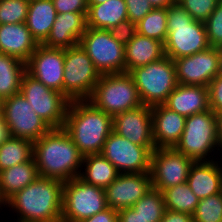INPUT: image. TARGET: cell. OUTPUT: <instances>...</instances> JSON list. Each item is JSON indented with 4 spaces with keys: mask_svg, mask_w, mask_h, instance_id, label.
Listing matches in <instances>:
<instances>
[{
    "mask_svg": "<svg viewBox=\"0 0 222 222\" xmlns=\"http://www.w3.org/2000/svg\"><path fill=\"white\" fill-rule=\"evenodd\" d=\"M39 176L63 182L79 177L83 155L64 128H51L33 143Z\"/></svg>",
    "mask_w": 222,
    "mask_h": 222,
    "instance_id": "1",
    "label": "cell"
},
{
    "mask_svg": "<svg viewBox=\"0 0 222 222\" xmlns=\"http://www.w3.org/2000/svg\"><path fill=\"white\" fill-rule=\"evenodd\" d=\"M64 182L39 176L34 182L15 193L5 206L21 222H61Z\"/></svg>",
    "mask_w": 222,
    "mask_h": 222,
    "instance_id": "2",
    "label": "cell"
},
{
    "mask_svg": "<svg viewBox=\"0 0 222 222\" xmlns=\"http://www.w3.org/2000/svg\"><path fill=\"white\" fill-rule=\"evenodd\" d=\"M83 156L100 154L113 131V117L88 100L70 102L63 127Z\"/></svg>",
    "mask_w": 222,
    "mask_h": 222,
    "instance_id": "3",
    "label": "cell"
},
{
    "mask_svg": "<svg viewBox=\"0 0 222 222\" xmlns=\"http://www.w3.org/2000/svg\"><path fill=\"white\" fill-rule=\"evenodd\" d=\"M165 56L172 60L210 48L204 22L194 20L176 1L167 8Z\"/></svg>",
    "mask_w": 222,
    "mask_h": 222,
    "instance_id": "4",
    "label": "cell"
},
{
    "mask_svg": "<svg viewBox=\"0 0 222 222\" xmlns=\"http://www.w3.org/2000/svg\"><path fill=\"white\" fill-rule=\"evenodd\" d=\"M88 101L112 117L143 105L134 79L126 72L101 75Z\"/></svg>",
    "mask_w": 222,
    "mask_h": 222,
    "instance_id": "5",
    "label": "cell"
},
{
    "mask_svg": "<svg viewBox=\"0 0 222 222\" xmlns=\"http://www.w3.org/2000/svg\"><path fill=\"white\" fill-rule=\"evenodd\" d=\"M174 148L194 162L215 160L211 159L215 155L214 150L220 151L216 113L209 109L186 117L185 128Z\"/></svg>",
    "mask_w": 222,
    "mask_h": 222,
    "instance_id": "6",
    "label": "cell"
},
{
    "mask_svg": "<svg viewBox=\"0 0 222 222\" xmlns=\"http://www.w3.org/2000/svg\"><path fill=\"white\" fill-rule=\"evenodd\" d=\"M129 74L134 79L142 104L150 107L164 104L178 85L174 61L167 56L136 67Z\"/></svg>",
    "mask_w": 222,
    "mask_h": 222,
    "instance_id": "7",
    "label": "cell"
},
{
    "mask_svg": "<svg viewBox=\"0 0 222 222\" xmlns=\"http://www.w3.org/2000/svg\"><path fill=\"white\" fill-rule=\"evenodd\" d=\"M100 73L80 44L64 49L63 94L70 100H88Z\"/></svg>",
    "mask_w": 222,
    "mask_h": 222,
    "instance_id": "8",
    "label": "cell"
},
{
    "mask_svg": "<svg viewBox=\"0 0 222 222\" xmlns=\"http://www.w3.org/2000/svg\"><path fill=\"white\" fill-rule=\"evenodd\" d=\"M107 208L105 189L79 177L64 182L61 222H79Z\"/></svg>",
    "mask_w": 222,
    "mask_h": 222,
    "instance_id": "9",
    "label": "cell"
},
{
    "mask_svg": "<svg viewBox=\"0 0 222 222\" xmlns=\"http://www.w3.org/2000/svg\"><path fill=\"white\" fill-rule=\"evenodd\" d=\"M79 44L100 75L125 73V46L108 30L87 27Z\"/></svg>",
    "mask_w": 222,
    "mask_h": 222,
    "instance_id": "10",
    "label": "cell"
},
{
    "mask_svg": "<svg viewBox=\"0 0 222 222\" xmlns=\"http://www.w3.org/2000/svg\"><path fill=\"white\" fill-rule=\"evenodd\" d=\"M20 92L51 128L64 127L71 102L64 94L46 87L27 72L23 75Z\"/></svg>",
    "mask_w": 222,
    "mask_h": 222,
    "instance_id": "11",
    "label": "cell"
},
{
    "mask_svg": "<svg viewBox=\"0 0 222 222\" xmlns=\"http://www.w3.org/2000/svg\"><path fill=\"white\" fill-rule=\"evenodd\" d=\"M1 116L11 137L26 139L32 143L51 129L21 92L3 99Z\"/></svg>",
    "mask_w": 222,
    "mask_h": 222,
    "instance_id": "12",
    "label": "cell"
},
{
    "mask_svg": "<svg viewBox=\"0 0 222 222\" xmlns=\"http://www.w3.org/2000/svg\"><path fill=\"white\" fill-rule=\"evenodd\" d=\"M154 149L134 144L112 131L104 143L101 154L119 173H145L150 172L151 154Z\"/></svg>",
    "mask_w": 222,
    "mask_h": 222,
    "instance_id": "13",
    "label": "cell"
},
{
    "mask_svg": "<svg viewBox=\"0 0 222 222\" xmlns=\"http://www.w3.org/2000/svg\"><path fill=\"white\" fill-rule=\"evenodd\" d=\"M194 161L173 148H155L151 154L152 186L160 190L186 183Z\"/></svg>",
    "mask_w": 222,
    "mask_h": 222,
    "instance_id": "14",
    "label": "cell"
},
{
    "mask_svg": "<svg viewBox=\"0 0 222 222\" xmlns=\"http://www.w3.org/2000/svg\"><path fill=\"white\" fill-rule=\"evenodd\" d=\"M173 61L178 84L207 87L219 75L218 54L214 47Z\"/></svg>",
    "mask_w": 222,
    "mask_h": 222,
    "instance_id": "15",
    "label": "cell"
},
{
    "mask_svg": "<svg viewBox=\"0 0 222 222\" xmlns=\"http://www.w3.org/2000/svg\"><path fill=\"white\" fill-rule=\"evenodd\" d=\"M26 72L46 87L63 94L64 49L39 44L26 62Z\"/></svg>",
    "mask_w": 222,
    "mask_h": 222,
    "instance_id": "16",
    "label": "cell"
},
{
    "mask_svg": "<svg viewBox=\"0 0 222 222\" xmlns=\"http://www.w3.org/2000/svg\"><path fill=\"white\" fill-rule=\"evenodd\" d=\"M149 172L120 173L118 177L105 188L107 206L119 211L132 207L152 188Z\"/></svg>",
    "mask_w": 222,
    "mask_h": 222,
    "instance_id": "17",
    "label": "cell"
},
{
    "mask_svg": "<svg viewBox=\"0 0 222 222\" xmlns=\"http://www.w3.org/2000/svg\"><path fill=\"white\" fill-rule=\"evenodd\" d=\"M113 131L134 144L155 148L152 129V110L141 105L113 116Z\"/></svg>",
    "mask_w": 222,
    "mask_h": 222,
    "instance_id": "18",
    "label": "cell"
},
{
    "mask_svg": "<svg viewBox=\"0 0 222 222\" xmlns=\"http://www.w3.org/2000/svg\"><path fill=\"white\" fill-rule=\"evenodd\" d=\"M86 16L78 12L57 13L51 31L42 45L57 49L78 45L87 28Z\"/></svg>",
    "mask_w": 222,
    "mask_h": 222,
    "instance_id": "19",
    "label": "cell"
},
{
    "mask_svg": "<svg viewBox=\"0 0 222 222\" xmlns=\"http://www.w3.org/2000/svg\"><path fill=\"white\" fill-rule=\"evenodd\" d=\"M155 148H173L185 128L186 117L170 110L164 104L151 107Z\"/></svg>",
    "mask_w": 222,
    "mask_h": 222,
    "instance_id": "20",
    "label": "cell"
},
{
    "mask_svg": "<svg viewBox=\"0 0 222 222\" xmlns=\"http://www.w3.org/2000/svg\"><path fill=\"white\" fill-rule=\"evenodd\" d=\"M216 160L194 162L190 167L186 183L199 199L221 192L222 162Z\"/></svg>",
    "mask_w": 222,
    "mask_h": 222,
    "instance_id": "21",
    "label": "cell"
},
{
    "mask_svg": "<svg viewBox=\"0 0 222 222\" xmlns=\"http://www.w3.org/2000/svg\"><path fill=\"white\" fill-rule=\"evenodd\" d=\"M38 45L25 22L0 25V53L14 56L26 63Z\"/></svg>",
    "mask_w": 222,
    "mask_h": 222,
    "instance_id": "22",
    "label": "cell"
},
{
    "mask_svg": "<svg viewBox=\"0 0 222 222\" xmlns=\"http://www.w3.org/2000/svg\"><path fill=\"white\" fill-rule=\"evenodd\" d=\"M164 105L185 117L207 111L210 109L208 87L178 84Z\"/></svg>",
    "mask_w": 222,
    "mask_h": 222,
    "instance_id": "23",
    "label": "cell"
},
{
    "mask_svg": "<svg viewBox=\"0 0 222 222\" xmlns=\"http://www.w3.org/2000/svg\"><path fill=\"white\" fill-rule=\"evenodd\" d=\"M125 72L156 62L165 56L164 43L149 37L136 34L125 45Z\"/></svg>",
    "mask_w": 222,
    "mask_h": 222,
    "instance_id": "24",
    "label": "cell"
},
{
    "mask_svg": "<svg viewBox=\"0 0 222 222\" xmlns=\"http://www.w3.org/2000/svg\"><path fill=\"white\" fill-rule=\"evenodd\" d=\"M39 177L36 162L29 161L16 164L0 171V196L6 202L15 193L34 182Z\"/></svg>",
    "mask_w": 222,
    "mask_h": 222,
    "instance_id": "25",
    "label": "cell"
},
{
    "mask_svg": "<svg viewBox=\"0 0 222 222\" xmlns=\"http://www.w3.org/2000/svg\"><path fill=\"white\" fill-rule=\"evenodd\" d=\"M56 15L57 12L52 0L29 2L25 24L38 44H42L47 39Z\"/></svg>",
    "mask_w": 222,
    "mask_h": 222,
    "instance_id": "26",
    "label": "cell"
},
{
    "mask_svg": "<svg viewBox=\"0 0 222 222\" xmlns=\"http://www.w3.org/2000/svg\"><path fill=\"white\" fill-rule=\"evenodd\" d=\"M87 27L106 29L128 19L124 0H107L102 4H88Z\"/></svg>",
    "mask_w": 222,
    "mask_h": 222,
    "instance_id": "27",
    "label": "cell"
},
{
    "mask_svg": "<svg viewBox=\"0 0 222 222\" xmlns=\"http://www.w3.org/2000/svg\"><path fill=\"white\" fill-rule=\"evenodd\" d=\"M79 178L84 182L105 189L120 174L116 167L100 154L83 156Z\"/></svg>",
    "mask_w": 222,
    "mask_h": 222,
    "instance_id": "28",
    "label": "cell"
},
{
    "mask_svg": "<svg viewBox=\"0 0 222 222\" xmlns=\"http://www.w3.org/2000/svg\"><path fill=\"white\" fill-rule=\"evenodd\" d=\"M26 63L4 53H0V96L4 99L20 92Z\"/></svg>",
    "mask_w": 222,
    "mask_h": 222,
    "instance_id": "29",
    "label": "cell"
},
{
    "mask_svg": "<svg viewBox=\"0 0 222 222\" xmlns=\"http://www.w3.org/2000/svg\"><path fill=\"white\" fill-rule=\"evenodd\" d=\"M33 157V143L9 136L0 144V171L22 164Z\"/></svg>",
    "mask_w": 222,
    "mask_h": 222,
    "instance_id": "30",
    "label": "cell"
},
{
    "mask_svg": "<svg viewBox=\"0 0 222 222\" xmlns=\"http://www.w3.org/2000/svg\"><path fill=\"white\" fill-rule=\"evenodd\" d=\"M162 194L166 210L193 215L199 203V198L192 192L187 183L164 189Z\"/></svg>",
    "mask_w": 222,
    "mask_h": 222,
    "instance_id": "31",
    "label": "cell"
},
{
    "mask_svg": "<svg viewBox=\"0 0 222 222\" xmlns=\"http://www.w3.org/2000/svg\"><path fill=\"white\" fill-rule=\"evenodd\" d=\"M137 33L165 43L168 36L167 8H153L137 23Z\"/></svg>",
    "mask_w": 222,
    "mask_h": 222,
    "instance_id": "32",
    "label": "cell"
},
{
    "mask_svg": "<svg viewBox=\"0 0 222 222\" xmlns=\"http://www.w3.org/2000/svg\"><path fill=\"white\" fill-rule=\"evenodd\" d=\"M132 208L151 222H160L166 210L162 192L153 187Z\"/></svg>",
    "mask_w": 222,
    "mask_h": 222,
    "instance_id": "33",
    "label": "cell"
},
{
    "mask_svg": "<svg viewBox=\"0 0 222 222\" xmlns=\"http://www.w3.org/2000/svg\"><path fill=\"white\" fill-rule=\"evenodd\" d=\"M192 217L194 222H222V192L199 199Z\"/></svg>",
    "mask_w": 222,
    "mask_h": 222,
    "instance_id": "34",
    "label": "cell"
},
{
    "mask_svg": "<svg viewBox=\"0 0 222 222\" xmlns=\"http://www.w3.org/2000/svg\"><path fill=\"white\" fill-rule=\"evenodd\" d=\"M27 0H0V25L24 23L28 14Z\"/></svg>",
    "mask_w": 222,
    "mask_h": 222,
    "instance_id": "35",
    "label": "cell"
},
{
    "mask_svg": "<svg viewBox=\"0 0 222 222\" xmlns=\"http://www.w3.org/2000/svg\"><path fill=\"white\" fill-rule=\"evenodd\" d=\"M196 20L205 22L220 0H176Z\"/></svg>",
    "mask_w": 222,
    "mask_h": 222,
    "instance_id": "36",
    "label": "cell"
},
{
    "mask_svg": "<svg viewBox=\"0 0 222 222\" xmlns=\"http://www.w3.org/2000/svg\"><path fill=\"white\" fill-rule=\"evenodd\" d=\"M208 42L211 47L222 45V0L204 22Z\"/></svg>",
    "mask_w": 222,
    "mask_h": 222,
    "instance_id": "37",
    "label": "cell"
},
{
    "mask_svg": "<svg viewBox=\"0 0 222 222\" xmlns=\"http://www.w3.org/2000/svg\"><path fill=\"white\" fill-rule=\"evenodd\" d=\"M111 36L124 46L137 34V24L129 19L119 22L115 27L108 30Z\"/></svg>",
    "mask_w": 222,
    "mask_h": 222,
    "instance_id": "38",
    "label": "cell"
},
{
    "mask_svg": "<svg viewBox=\"0 0 222 222\" xmlns=\"http://www.w3.org/2000/svg\"><path fill=\"white\" fill-rule=\"evenodd\" d=\"M127 6L128 19L137 24L153 6L148 0H124Z\"/></svg>",
    "mask_w": 222,
    "mask_h": 222,
    "instance_id": "39",
    "label": "cell"
},
{
    "mask_svg": "<svg viewBox=\"0 0 222 222\" xmlns=\"http://www.w3.org/2000/svg\"><path fill=\"white\" fill-rule=\"evenodd\" d=\"M207 87L210 109L215 113L222 111V76H216Z\"/></svg>",
    "mask_w": 222,
    "mask_h": 222,
    "instance_id": "40",
    "label": "cell"
},
{
    "mask_svg": "<svg viewBox=\"0 0 222 222\" xmlns=\"http://www.w3.org/2000/svg\"><path fill=\"white\" fill-rule=\"evenodd\" d=\"M58 14L78 12L88 14V0H52Z\"/></svg>",
    "mask_w": 222,
    "mask_h": 222,
    "instance_id": "41",
    "label": "cell"
},
{
    "mask_svg": "<svg viewBox=\"0 0 222 222\" xmlns=\"http://www.w3.org/2000/svg\"><path fill=\"white\" fill-rule=\"evenodd\" d=\"M79 222H118V211L107 208L92 217L83 219Z\"/></svg>",
    "mask_w": 222,
    "mask_h": 222,
    "instance_id": "42",
    "label": "cell"
},
{
    "mask_svg": "<svg viewBox=\"0 0 222 222\" xmlns=\"http://www.w3.org/2000/svg\"><path fill=\"white\" fill-rule=\"evenodd\" d=\"M118 222H151L141 217L132 207L118 211Z\"/></svg>",
    "mask_w": 222,
    "mask_h": 222,
    "instance_id": "43",
    "label": "cell"
},
{
    "mask_svg": "<svg viewBox=\"0 0 222 222\" xmlns=\"http://www.w3.org/2000/svg\"><path fill=\"white\" fill-rule=\"evenodd\" d=\"M160 222H194L192 215L178 211L165 210Z\"/></svg>",
    "mask_w": 222,
    "mask_h": 222,
    "instance_id": "44",
    "label": "cell"
},
{
    "mask_svg": "<svg viewBox=\"0 0 222 222\" xmlns=\"http://www.w3.org/2000/svg\"><path fill=\"white\" fill-rule=\"evenodd\" d=\"M217 140L219 149L222 150V111L216 113ZM222 153V151H220Z\"/></svg>",
    "mask_w": 222,
    "mask_h": 222,
    "instance_id": "45",
    "label": "cell"
},
{
    "mask_svg": "<svg viewBox=\"0 0 222 222\" xmlns=\"http://www.w3.org/2000/svg\"><path fill=\"white\" fill-rule=\"evenodd\" d=\"M153 8H168L174 4L176 0H148Z\"/></svg>",
    "mask_w": 222,
    "mask_h": 222,
    "instance_id": "46",
    "label": "cell"
},
{
    "mask_svg": "<svg viewBox=\"0 0 222 222\" xmlns=\"http://www.w3.org/2000/svg\"><path fill=\"white\" fill-rule=\"evenodd\" d=\"M8 128L4 122L2 116L0 117V144L9 137Z\"/></svg>",
    "mask_w": 222,
    "mask_h": 222,
    "instance_id": "47",
    "label": "cell"
},
{
    "mask_svg": "<svg viewBox=\"0 0 222 222\" xmlns=\"http://www.w3.org/2000/svg\"><path fill=\"white\" fill-rule=\"evenodd\" d=\"M218 54L219 75L222 76V45L216 47Z\"/></svg>",
    "mask_w": 222,
    "mask_h": 222,
    "instance_id": "48",
    "label": "cell"
},
{
    "mask_svg": "<svg viewBox=\"0 0 222 222\" xmlns=\"http://www.w3.org/2000/svg\"><path fill=\"white\" fill-rule=\"evenodd\" d=\"M107 0H88V4H102Z\"/></svg>",
    "mask_w": 222,
    "mask_h": 222,
    "instance_id": "49",
    "label": "cell"
},
{
    "mask_svg": "<svg viewBox=\"0 0 222 222\" xmlns=\"http://www.w3.org/2000/svg\"><path fill=\"white\" fill-rule=\"evenodd\" d=\"M4 207H5V202L3 201V199L0 196V210H2Z\"/></svg>",
    "mask_w": 222,
    "mask_h": 222,
    "instance_id": "50",
    "label": "cell"
},
{
    "mask_svg": "<svg viewBox=\"0 0 222 222\" xmlns=\"http://www.w3.org/2000/svg\"><path fill=\"white\" fill-rule=\"evenodd\" d=\"M3 103V98L0 96V105Z\"/></svg>",
    "mask_w": 222,
    "mask_h": 222,
    "instance_id": "51",
    "label": "cell"
}]
</instances>
